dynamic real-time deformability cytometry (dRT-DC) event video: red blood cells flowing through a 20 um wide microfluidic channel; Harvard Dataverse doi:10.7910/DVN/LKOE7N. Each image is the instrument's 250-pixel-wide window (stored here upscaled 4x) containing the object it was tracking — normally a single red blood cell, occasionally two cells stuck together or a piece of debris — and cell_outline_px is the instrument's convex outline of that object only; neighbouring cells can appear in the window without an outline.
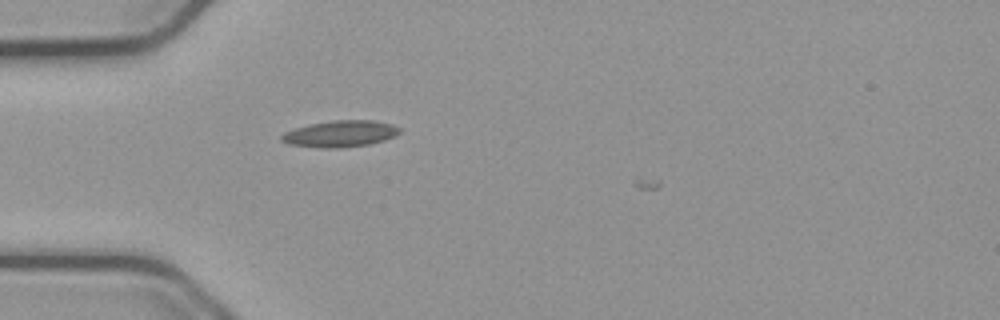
{"species": "common noctule bat (a hibernating species)", "species_latin": "Nyctalus noctula", "temperature_condition": "cold", "stored_images_in_passage": 2, "camera_frame_rate_fps": 3000, "um_per_image_px": 0.085, "animal": {"sex": "male", "body_mass_g": 23.1, "forearm_length_mm": 52.7}, "frame": {"image": 1, "passage_image": 1, "time_ms": 0.0, "image_size_px": [1000, 320], "cell_outline_px": [[400, 132], [396, 136], [384, 140], [368, 144], [336, 148], [324, 148], [288, 144], [280, 140], [280, 136], [284, 132], [308, 124], [332, 120], [372, 120], [392, 124], [400, 128]], "centroid_in_image_um": [28.91, 11.36], "position_along_channel_um": 56.1, "area_um2": 18.21}}